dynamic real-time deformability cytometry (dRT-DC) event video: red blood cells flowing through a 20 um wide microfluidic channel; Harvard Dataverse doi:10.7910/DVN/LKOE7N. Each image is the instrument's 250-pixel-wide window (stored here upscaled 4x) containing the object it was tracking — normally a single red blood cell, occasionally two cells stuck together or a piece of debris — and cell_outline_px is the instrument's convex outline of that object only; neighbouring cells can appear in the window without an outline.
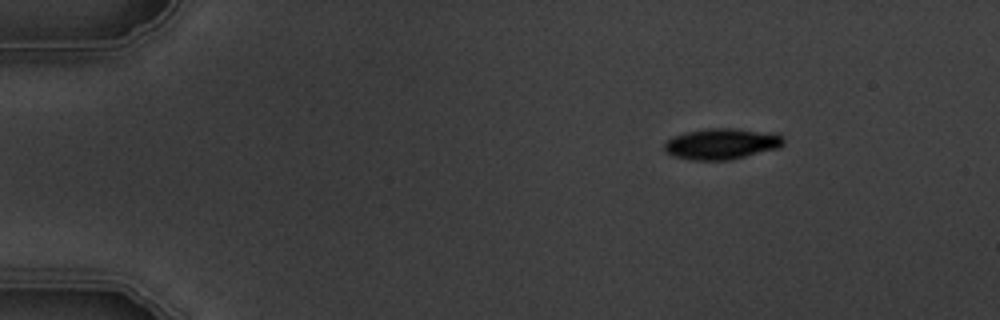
{"species": "common noctule bat (a hibernating species)", "species_latin": "Nyctalus noctula", "temperature_condition": "warm", "stored_images_in_passage": 3, "camera_frame_rate_fps": 3000, "um_per_image_px": 0.085, "animal": {"sex": "male", "body_mass_g": 19.5, "forearm_length_mm": 54.6}, "frame": {"image": 1, "passage_image": 1, "time_ms": 0.0, "image_size_px": [1000, 320], "cell_outline_px": [[784, 144], [780, 148], [732, 160], [692, 160], [672, 156], [664, 148], [664, 144], [668, 140], [676, 136], [688, 132], [712, 128], [732, 128], [780, 136], [784, 140]], "centroid_in_image_um": [61.32, 12.26], "position_along_channel_um": 23.7, "area_um2": 20.98}}